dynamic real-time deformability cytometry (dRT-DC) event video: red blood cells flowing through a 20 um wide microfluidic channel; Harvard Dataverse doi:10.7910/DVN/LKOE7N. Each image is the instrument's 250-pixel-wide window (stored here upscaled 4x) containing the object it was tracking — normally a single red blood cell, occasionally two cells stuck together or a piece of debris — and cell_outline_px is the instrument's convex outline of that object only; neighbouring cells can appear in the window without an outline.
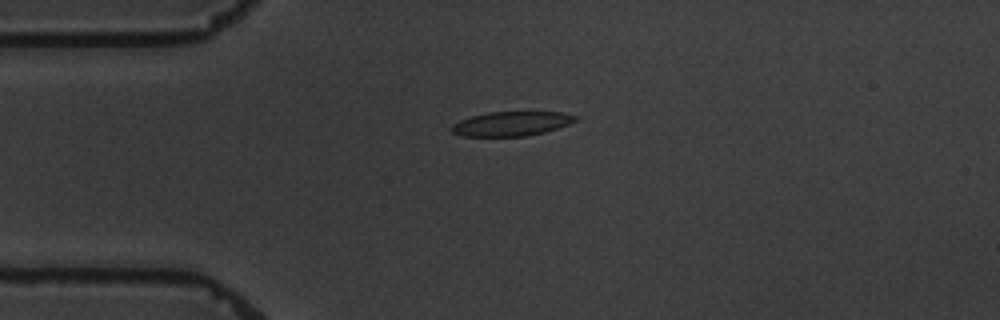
{"species": "common noctule bat (a hibernating species)", "species_latin": "Nyctalus noctula", "temperature_condition": "warm", "stored_images_in_passage": 7, "camera_frame_rate_fps": 3000, "um_per_image_px": 0.085, "animal": {"sex": "male", "body_mass_g": 19.5, "forearm_length_mm": 54.6}, "frame": {"image": 1, "passage_image": 3, "time_ms": 4.0, "image_size_px": [1000, 320], "cell_outline_px": [[580, 116], [576, 120], [568, 124], [544, 132], [524, 136], [460, 136], [452, 132], [448, 128], [452, 124], [460, 120], [472, 116], [488, 112], [560, 112]], "centroid_in_image_um": [43.43, 10.51], "position_along_channel_um": 41.6, "area_um2": 17.57}}
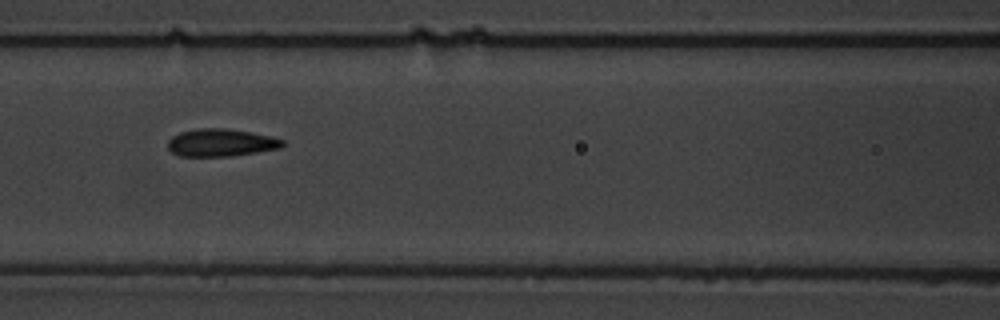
{"frame": {"image": 2, "passage_image": 6, "time_ms": 7.667, "image_size_px": [1000, 320], "cell_outline_px": [[284, 144], [280, 148], [256, 152], [228, 156], [180, 156], [172, 152], [168, 148], [168, 140], [172, 136], [180, 132], [196, 128], [224, 128], [252, 132], [272, 136], [284, 140]], "centroid_in_image_um": [18.77, 12.11], "position_along_channel_um": 147.8, "area_um2": 18.44}}
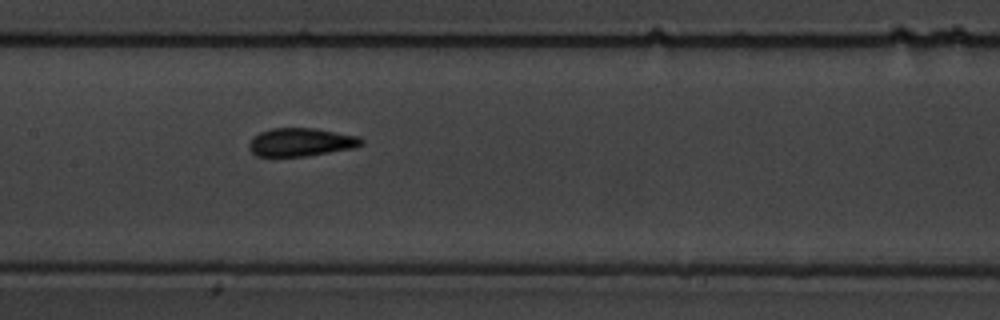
{"frame": {"image": 3, "passage_image": 7, "time_ms": 8.667, "image_size_px": [1000, 320], "cell_outline_px": [[364, 144], [356, 148], [304, 156], [256, 156], [248, 148], [248, 144], [260, 132], [272, 128], [316, 128], [360, 136], [364, 140]], "centroid_in_image_um": [25.64, 12.08], "position_along_channel_um": 181.8, "area_um2": 18.55}}